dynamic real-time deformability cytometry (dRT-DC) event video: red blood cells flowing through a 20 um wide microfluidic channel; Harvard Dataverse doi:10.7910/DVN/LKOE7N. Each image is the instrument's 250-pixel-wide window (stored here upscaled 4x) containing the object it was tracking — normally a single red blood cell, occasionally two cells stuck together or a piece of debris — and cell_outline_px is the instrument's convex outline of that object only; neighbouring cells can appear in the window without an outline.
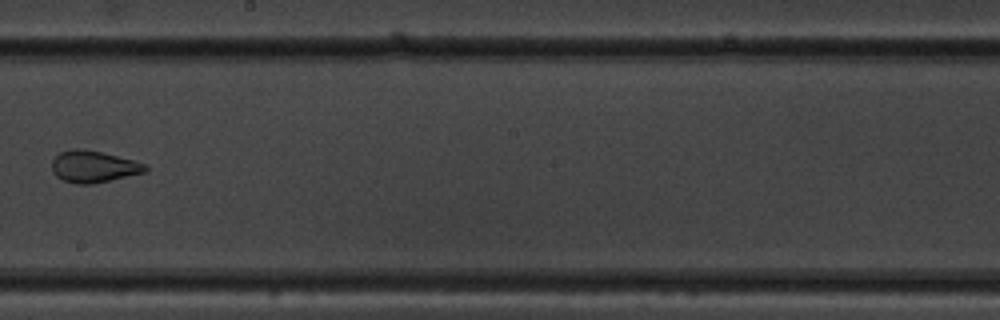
{"species": "common noctule bat (a hibernating species)", "species_latin": "Nyctalus noctula", "temperature_condition": "warm", "stored_images_in_passage": 9, "camera_frame_rate_fps": 3000, "um_per_image_px": 0.085, "animal": {"sex": "male", "body_mass_g": 19.5, "forearm_length_mm": 54.6}, "frame": {"image": 1, "passage_image": 8, "time_ms": 2.333, "image_size_px": [1000, 320], "cell_outline_px": [[148, 168], [144, 172], [92, 184], [76, 184], [64, 180], [56, 176], [52, 172], [52, 160], [60, 152], [72, 148], [80, 148], [100, 152], [148, 164]], "centroid_in_image_um": [7.92, 14.16], "position_along_channel_um": 240.3, "area_um2": 17.11}}
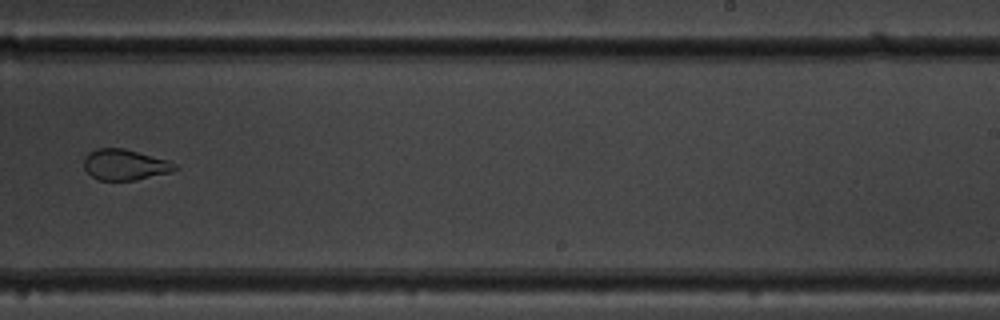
{"frame": {"image": 2, "passage_image": 9, "time_ms": 2.667, "image_size_px": [1000, 320], "cell_outline_px": [[180, 168], [172, 172], [136, 180], [96, 180], [84, 168], [84, 160], [88, 152], [96, 148], [124, 148], [168, 160], [176, 164]], "centroid_in_image_um": [10.63, 14.0], "position_along_channel_um": 278.4, "area_um2": 16.47}}